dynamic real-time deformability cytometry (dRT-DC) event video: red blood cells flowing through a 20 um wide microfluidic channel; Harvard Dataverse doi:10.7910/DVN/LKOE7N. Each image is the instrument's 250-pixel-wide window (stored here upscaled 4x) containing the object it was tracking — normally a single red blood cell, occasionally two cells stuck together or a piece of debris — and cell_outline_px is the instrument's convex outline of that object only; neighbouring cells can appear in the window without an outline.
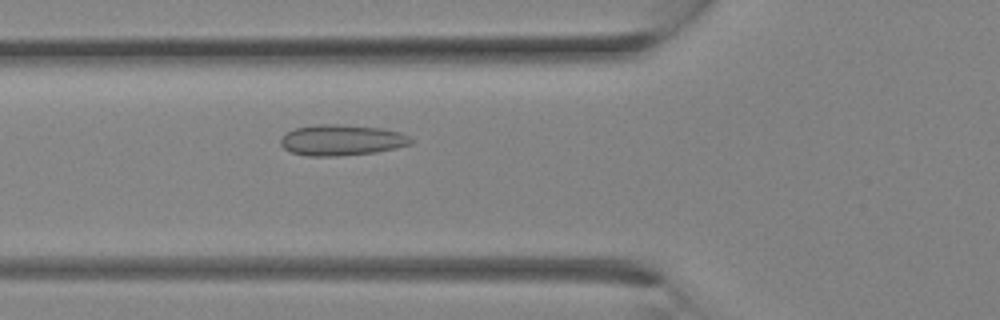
{"species": "Egyptian fruit bat (a non-hibernating species)", "species_latin": "Rousettus aegyptiacus", "temperature_condition": "room temperature", "stored_images_in_passage": 22, "camera_frame_rate_fps": 3000, "um_per_image_px": 0.085, "animal": {"sex": "female"}, "frame": {"image": 1, "passage_image": 4, "time_ms": 1.0, "image_size_px": [1000, 320], "cell_outline_px": [[412, 144], [396, 148], [376, 152], [340, 156], [308, 156], [288, 152], [280, 144], [280, 140], [288, 132], [296, 128], [320, 124], [336, 124], [380, 128], [400, 132], [408, 136], [412, 140]], "centroid_in_image_um": [29.03, 11.92], "position_along_channel_um": 96.8, "area_um2": 23.35}}
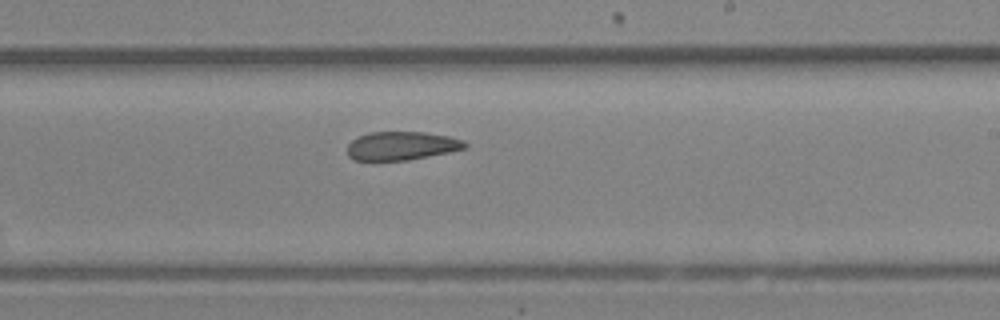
{"frame": {"image": 2, "passage_image": 11, "time_ms": 3.333, "image_size_px": [1000, 320], "cell_outline_px": [[468, 148], [408, 160], [352, 160], [348, 156], [348, 144], [352, 140], [368, 132], [424, 132], [448, 136], [464, 140], [468, 144]], "centroid_in_image_um": [34.15, 12.39], "position_along_channel_um": 254.9, "area_um2": 19.54}}
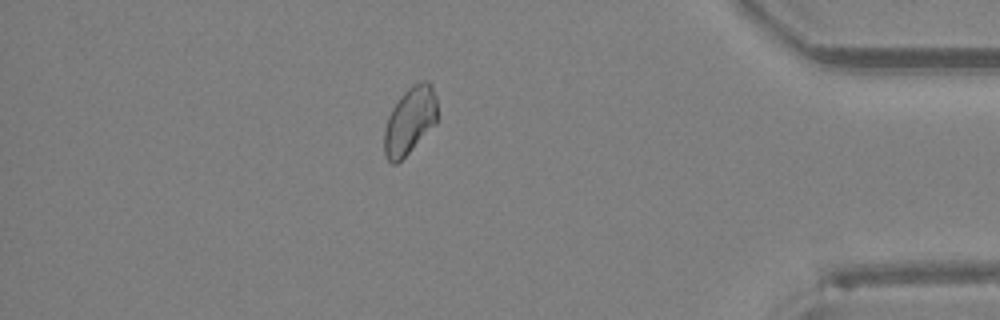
{"frame": {"image": 3, "passage_image": 19, "time_ms": 6.0, "image_size_px": [1000, 320], "cell_outline_px": [[436, 124], [396, 164], [392, 164], [384, 156], [384, 128], [388, 116], [392, 108], [400, 96], [412, 84], [420, 80], [428, 80], [432, 84], [436, 96]], "centroid_in_image_um": [34.83, 10.22], "position_along_channel_um": 400.4, "area_um2": 20.81}}